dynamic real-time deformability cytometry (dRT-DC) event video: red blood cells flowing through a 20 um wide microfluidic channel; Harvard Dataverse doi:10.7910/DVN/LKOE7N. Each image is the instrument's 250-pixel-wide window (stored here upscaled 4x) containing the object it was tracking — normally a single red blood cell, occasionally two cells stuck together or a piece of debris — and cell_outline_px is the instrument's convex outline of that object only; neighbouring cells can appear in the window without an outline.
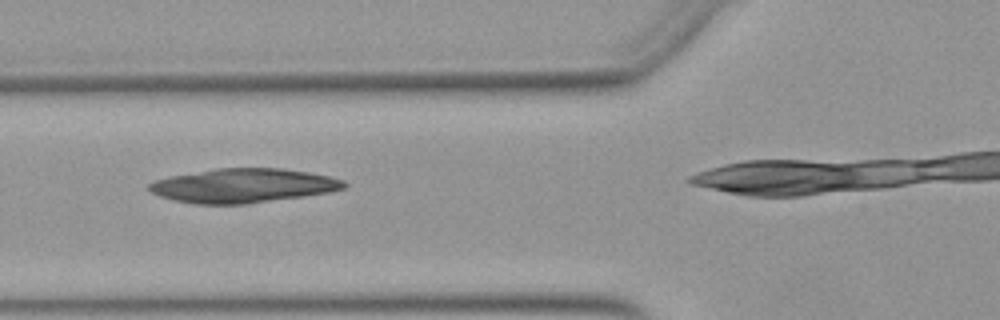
{"species": "Egyptian fruit bat (a non-hibernating species)", "species_latin": "Rousettus aegyptiacus", "temperature_condition": "warm", "stored_images_in_passage": 9, "camera_frame_rate_fps": 3000, "um_per_image_px": 0.085, "animal": {"sex": "female"}, "frame": {"image": 1, "passage_image": 6, "time_ms": 1.667, "image_size_px": [1000, 320], "cell_outline_px": [[348, 184], [344, 188], [328, 192], [248, 204], [196, 204], [172, 200], [160, 196], [152, 192], [148, 188], [148, 184], [156, 180], [172, 176], [216, 168], [280, 168], [308, 172], [328, 176], [344, 180]], "centroid_in_image_um": [20.66, 15.78], "position_along_channel_um": 105.1, "area_um2": 38.49}}